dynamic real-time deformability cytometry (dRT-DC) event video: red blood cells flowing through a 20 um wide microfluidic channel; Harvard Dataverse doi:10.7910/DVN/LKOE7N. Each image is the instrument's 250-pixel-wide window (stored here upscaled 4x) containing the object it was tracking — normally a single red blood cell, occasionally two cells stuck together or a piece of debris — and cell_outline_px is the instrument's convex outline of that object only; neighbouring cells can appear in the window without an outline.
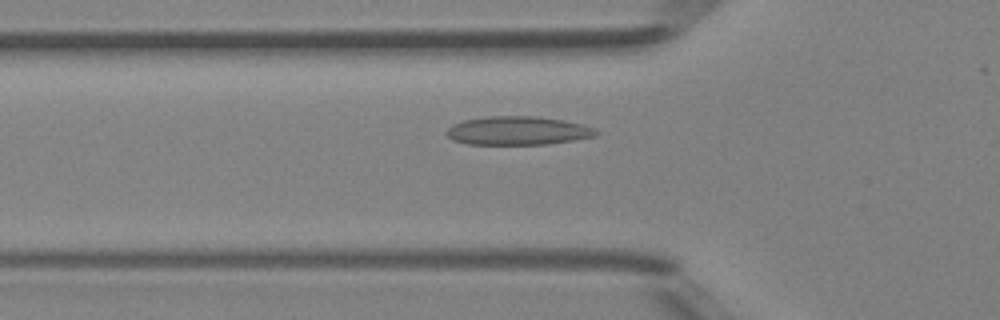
{"species": "Egyptian fruit bat (a non-hibernating species)", "species_latin": "Rousettus aegyptiacus", "temperature_condition": "room temperature", "stored_images_in_passage": 47, "camera_frame_rate_fps": 3000, "um_per_image_px": 0.085, "animal": {"sex": "female"}, "frame": {"image": 1, "passage_image": 15, "time_ms": 4.667, "image_size_px": [1000, 320], "cell_outline_px": [[600, 132], [592, 136], [572, 140], [544, 144], [468, 144], [452, 140], [444, 132], [452, 124], [464, 120], [488, 116], [536, 116], [564, 120], [584, 124], [596, 128]], "centroid_in_image_um": [44.0, 11.1], "position_along_channel_um": 81.8, "area_um2": 24.91}}
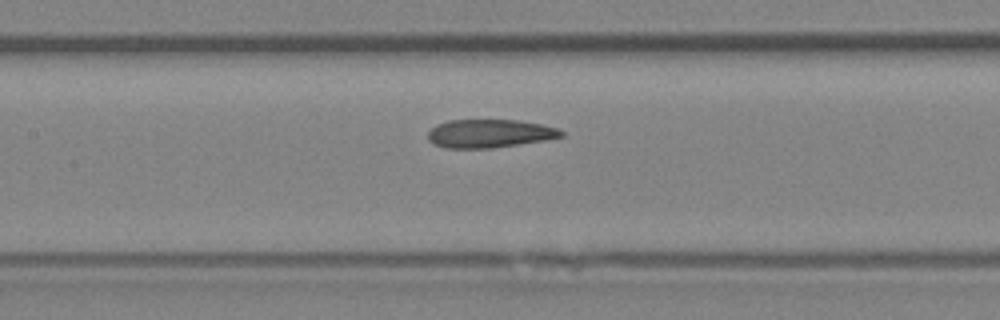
{"frame": {"image": 2, "passage_image": 21, "time_ms": 6.667, "image_size_px": [1000, 320], "cell_outline_px": [[564, 136], [544, 140], [492, 148], [444, 148], [428, 140], [428, 132], [436, 124], [448, 120], [520, 120], [540, 124], [556, 128], [564, 132]], "centroid_in_image_um": [41.59, 11.34], "position_along_channel_um": 165.8, "area_um2": 21.91}}
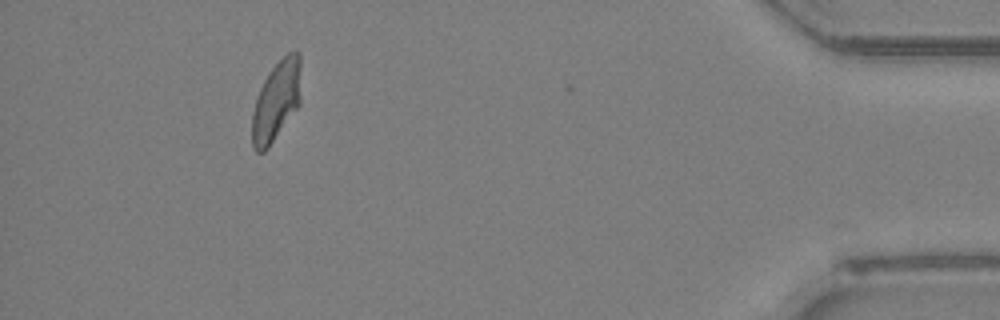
{"frame": {"image": 3, "passage_image": 43, "time_ms": 14.0, "image_size_px": [1000, 320], "cell_outline_px": [[300, 104], [268, 148], [264, 152], [256, 152], [252, 148], [252, 112], [260, 88], [268, 72], [288, 52], [296, 48], [300, 52]], "centroid_in_image_um": [23.49, 8.57], "position_along_channel_um": 411.7, "area_um2": 22.89}, "authors_computed_cell_mechanics": {"area_um2": 22.8888, "velocity_mm_per_s": 4.2035, "shape_relaxation_time_tau1_ms": null, "shape_relaxation_time_tau2_ms": 3.6979, "deformation_change_tau1": null, "deformation_change_tau2": 0.0903}}